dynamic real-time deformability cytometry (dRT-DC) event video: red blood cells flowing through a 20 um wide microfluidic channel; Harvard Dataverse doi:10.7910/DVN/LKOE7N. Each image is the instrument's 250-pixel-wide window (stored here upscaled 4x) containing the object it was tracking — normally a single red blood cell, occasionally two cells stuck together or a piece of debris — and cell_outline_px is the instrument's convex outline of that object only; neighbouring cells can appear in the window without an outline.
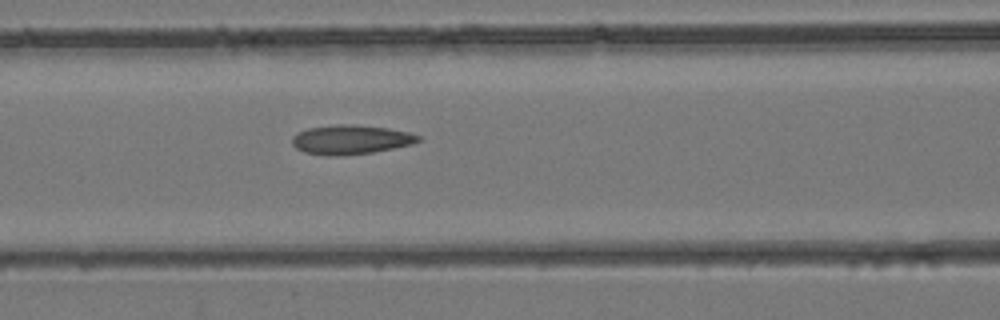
{"species": "common noctule bat (a hibernating species)", "species_latin": "Nyctalus noctula", "temperature_condition": "room temperature", "stored_images_in_passage": 3, "camera_frame_rate_fps": 3000, "um_per_image_px": 0.085, "animal": {"sex": "female", "body_mass_g": 24.6, "forearm_length_mm": 56.2}, "frame": {"image": 1, "passage_image": 3, "time_ms": 0.667, "image_size_px": [1000, 320], "cell_outline_px": [[424, 140], [412, 144], [372, 152], [340, 156], [328, 156], [304, 152], [296, 148], [292, 144], [292, 136], [308, 128], [340, 124], [356, 124], [388, 128], [408, 132], [420, 136]], "centroid_in_image_um": [29.83, 11.87], "position_along_channel_um": 136.8, "area_um2": 21.56}}